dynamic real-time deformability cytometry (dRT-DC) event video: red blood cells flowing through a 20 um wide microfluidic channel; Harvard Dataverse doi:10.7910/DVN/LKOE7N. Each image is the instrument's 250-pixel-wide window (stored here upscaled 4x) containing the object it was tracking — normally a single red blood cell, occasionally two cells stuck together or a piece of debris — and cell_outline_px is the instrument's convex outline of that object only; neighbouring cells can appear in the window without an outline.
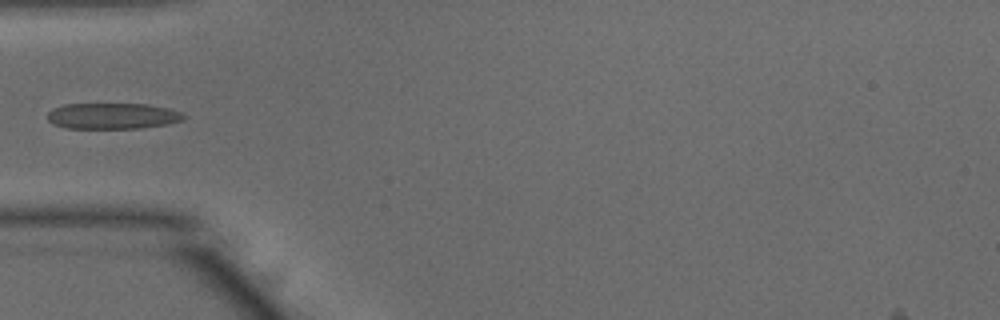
{"species": "common noctule bat (a hibernating species)", "species_latin": "Nyctalus noctula", "temperature_condition": "warm", "stored_images_in_passage": 36, "camera_frame_rate_fps": 3000, "um_per_image_px": 0.085, "animal": {"sex": "male", "body_mass_g": 15.6}, "frame": {"image": 1, "passage_image": 1, "time_ms": 0.0, "image_size_px": [1000, 320], "cell_outline_px": [[188, 116], [184, 120], [168, 124], [140, 128], [68, 128], [52, 124], [48, 120], [48, 112], [52, 108], [64, 104], [148, 104], [168, 108], [180, 112]], "centroid_in_image_um": [9.58, 9.85], "position_along_channel_um": 75.4, "area_um2": 20.75}}
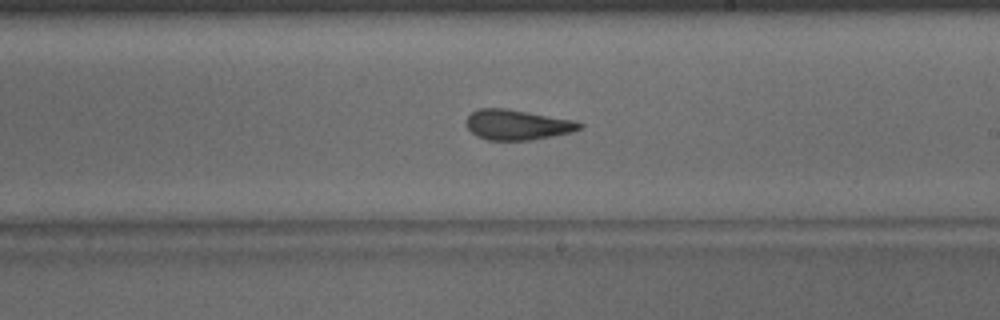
{"frame": {"image": 2, "passage_image": 14, "time_ms": 4.333, "image_size_px": [1000, 320], "cell_outline_px": [[584, 128], [572, 132], [532, 140], [488, 140], [476, 136], [468, 128], [464, 120], [476, 108], [508, 108], [576, 120], [584, 124]], "centroid_in_image_um": [43.99, 10.59], "position_along_channel_um": 245.0, "area_um2": 20.35}}
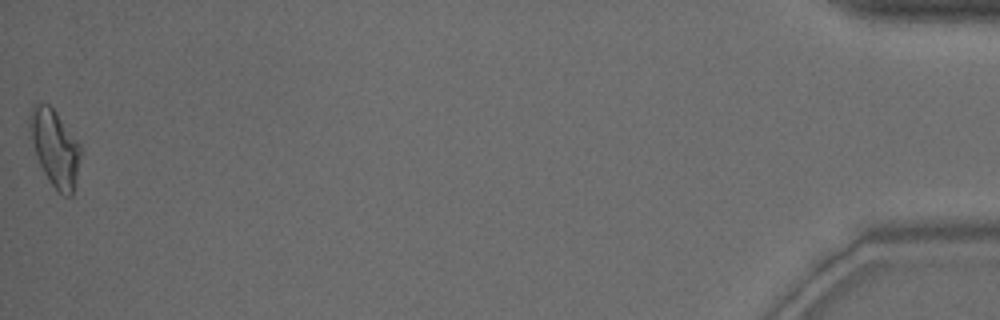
{"frame": {"image": 3, "passage_image": 36, "time_ms": 11.667, "image_size_px": [1000, 320], "cell_outline_px": [[80, 156], [72, 196], [64, 196], [56, 192], [48, 180], [36, 156], [28, 128], [28, 116], [32, 108], [40, 100], [48, 104], [56, 112], [80, 144]], "centroid_in_image_um": [4.63, 12.56], "position_along_channel_um": 430.6, "area_um2": 22.66}}